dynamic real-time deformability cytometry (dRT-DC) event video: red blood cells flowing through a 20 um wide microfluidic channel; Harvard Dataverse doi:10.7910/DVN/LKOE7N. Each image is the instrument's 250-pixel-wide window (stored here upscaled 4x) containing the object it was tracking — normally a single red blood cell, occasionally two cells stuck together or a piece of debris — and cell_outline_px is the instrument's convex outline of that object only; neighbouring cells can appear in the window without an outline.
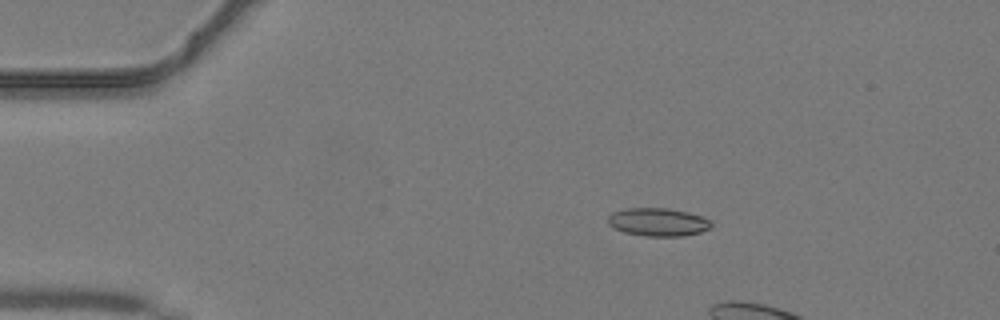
{"species": "common noctule bat (a hibernating species)", "species_latin": "Nyctalus noctula", "temperature_condition": "warm", "stored_images_in_passage": 6, "camera_frame_rate_fps": 3000, "um_per_image_px": 0.085, "animal": {"sex": "male", "body_mass_g": 19.2, "forearm_length_mm": 51.8}, "frame": {"image": 1, "passage_image": 2, "time_ms": 0.333, "image_size_px": [1000, 320], "cell_outline_px": [[708, 228], [696, 232], [672, 236], [656, 236], [628, 232], [616, 228], [608, 220], [612, 216], [620, 212], [640, 208], [656, 208], [680, 212], [696, 216], [708, 220]], "centroid_in_image_um": [55.92, 18.89], "position_along_channel_um": 29.1, "area_um2": 14.91}}